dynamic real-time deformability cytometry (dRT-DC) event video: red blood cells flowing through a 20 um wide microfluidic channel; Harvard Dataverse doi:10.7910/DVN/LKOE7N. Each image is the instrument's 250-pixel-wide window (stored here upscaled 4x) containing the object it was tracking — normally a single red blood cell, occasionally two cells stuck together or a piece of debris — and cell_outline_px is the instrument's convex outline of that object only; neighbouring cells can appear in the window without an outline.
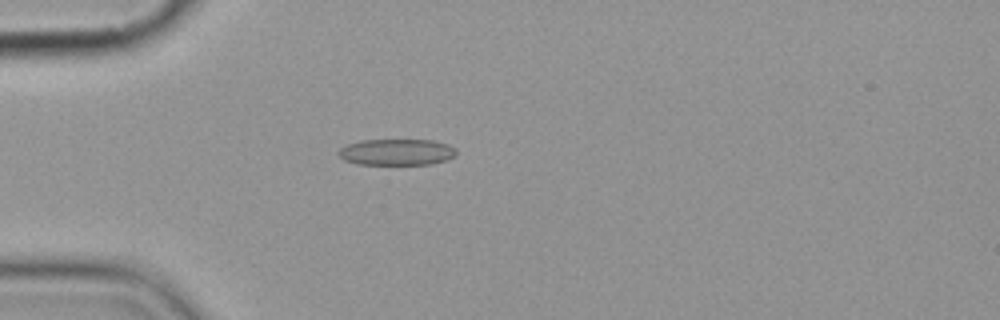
{"species": "common noctule bat (a hibernating species)", "species_latin": "Nyctalus noctula", "temperature_condition": "cold", "stored_images_in_passage": 3, "camera_frame_rate_fps": 3000, "um_per_image_px": 0.085, "animal": {"sex": "female", "body_mass_g": 19.9}, "frame": {"image": 1, "passage_image": 2, "time_ms": 1.333, "image_size_px": [1000, 320], "cell_outline_px": [[456, 156], [448, 160], [432, 164], [356, 164], [344, 160], [336, 152], [340, 148], [348, 144], [360, 140], [432, 140], [448, 144], [456, 148]], "centroid_in_image_um": [33.74, 12.93], "position_along_channel_um": 51.3, "area_um2": 18.21}}